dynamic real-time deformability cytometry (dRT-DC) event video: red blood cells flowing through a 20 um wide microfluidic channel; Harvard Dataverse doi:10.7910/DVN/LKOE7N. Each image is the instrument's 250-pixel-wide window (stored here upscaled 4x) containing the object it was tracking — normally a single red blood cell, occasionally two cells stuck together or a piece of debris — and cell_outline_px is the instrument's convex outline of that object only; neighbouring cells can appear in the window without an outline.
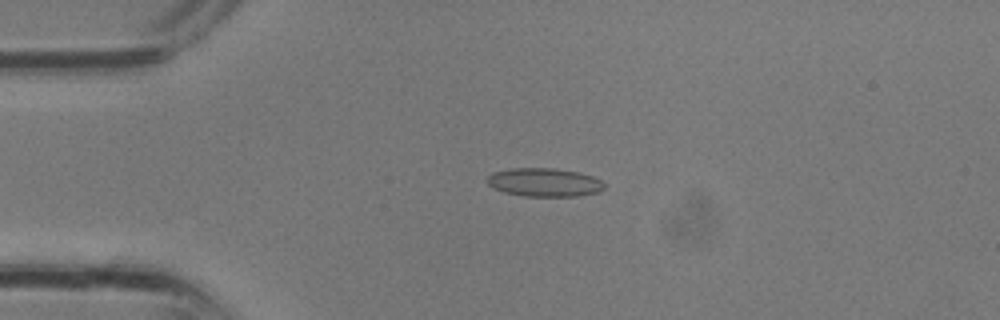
{"species": "common noctule bat (a hibernating species)", "species_latin": "Nyctalus noctula", "temperature_condition": "room temperature", "stored_images_in_passage": 1, "camera_frame_rate_fps": 3000, "um_per_image_px": 0.085, "animal": {"sex": "male", "body_mass_g": 13.3}, "frame": {"image": 1, "passage_image": 1, "time_ms": 0.0, "image_size_px": [1000, 320], "cell_outline_px": [[604, 188], [600, 192], [580, 196], [524, 196], [504, 192], [488, 184], [488, 176], [492, 172], [512, 168], [552, 168], [580, 172], [592, 176], [600, 180], [604, 184]], "centroid_in_image_um": [46.3, 15.5], "position_along_channel_um": 38.7, "area_um2": 19.42}}